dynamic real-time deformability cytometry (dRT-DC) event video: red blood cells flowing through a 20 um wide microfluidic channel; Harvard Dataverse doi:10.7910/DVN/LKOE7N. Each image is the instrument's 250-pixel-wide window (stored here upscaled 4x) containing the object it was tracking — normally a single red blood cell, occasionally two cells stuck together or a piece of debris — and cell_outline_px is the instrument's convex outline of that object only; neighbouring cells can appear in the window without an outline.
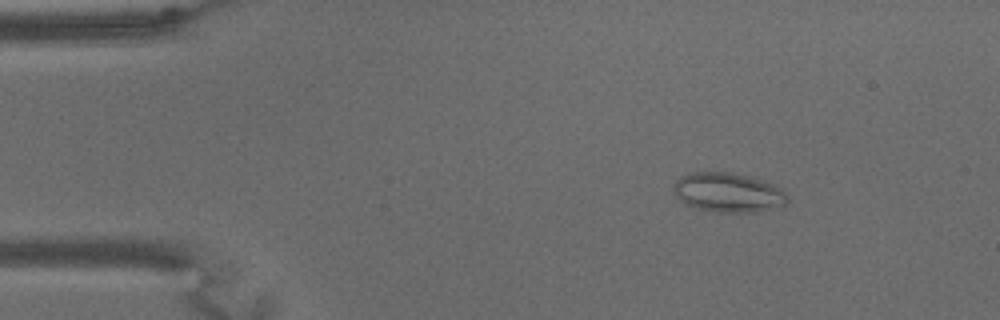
{"species": "common noctule bat (a hibernating species)", "species_latin": "Nyctalus noctula", "temperature_condition": "warm", "stored_images_in_passage": 58, "camera_frame_rate_fps": 3000, "um_per_image_px": 0.085, "animal": {"sex": "male", "body_mass_g": 15.6}, "frame": {"image": 1, "passage_image": 1, "time_ms": 0.0, "image_size_px": [1000, 320], "cell_outline_px": [[788, 200], [784, 204], [756, 212], [716, 212], [696, 208], [684, 204], [676, 196], [672, 188], [672, 184], [680, 176], [688, 172], [732, 172], [764, 180], [784, 188], [788, 196]], "centroid_in_image_um": [61.87, 16.34], "position_along_channel_um": 23.1, "area_um2": 26.53}}
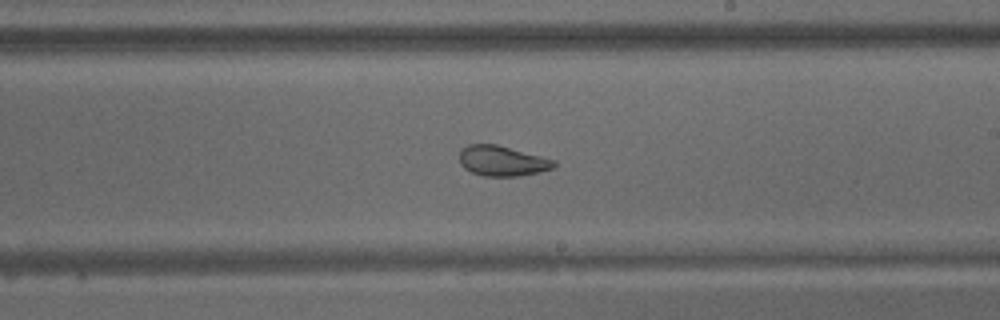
{"frame": {"image": 2, "passage_image": 30, "time_ms": 9.667, "image_size_px": [1000, 320], "cell_outline_px": [[556, 164], [552, 168], [520, 176], [484, 176], [472, 172], [464, 168], [460, 164], [460, 148], [468, 144], [496, 144], [556, 160]], "centroid_in_image_um": [42.65, 13.67], "position_along_channel_um": 246.3, "area_um2": 16.59}}
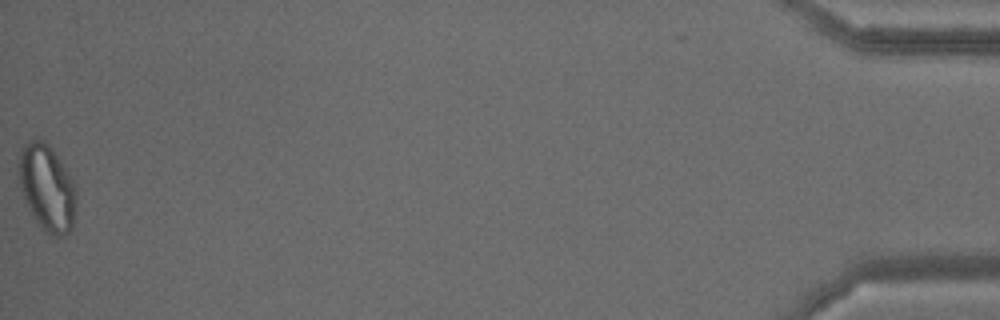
{"frame": {"image": 3, "passage_image": 58, "time_ms": 19.0, "image_size_px": [1000, 320], "cell_outline_px": [[76, 196], [72, 228], [64, 236], [52, 236], [44, 232], [40, 228], [24, 200], [20, 188], [16, 164], [20, 148], [28, 140], [36, 136], [40, 136], [48, 144], [72, 180], [76, 192]], "centroid_in_image_um": [3.93, 15.93], "position_along_channel_um": 431.3, "area_um2": 29.3}, "authors_computed_cell_mechanics": {"area_um2": 22.1085, "velocity_mm_per_s": 3.0494, "shape_relaxation_time_tau1_ms": null, "shape_relaxation_time_tau2_ms": 1.6487, "deformation_change_tau1": null, "deformation_change_tau2": 0.0712}}